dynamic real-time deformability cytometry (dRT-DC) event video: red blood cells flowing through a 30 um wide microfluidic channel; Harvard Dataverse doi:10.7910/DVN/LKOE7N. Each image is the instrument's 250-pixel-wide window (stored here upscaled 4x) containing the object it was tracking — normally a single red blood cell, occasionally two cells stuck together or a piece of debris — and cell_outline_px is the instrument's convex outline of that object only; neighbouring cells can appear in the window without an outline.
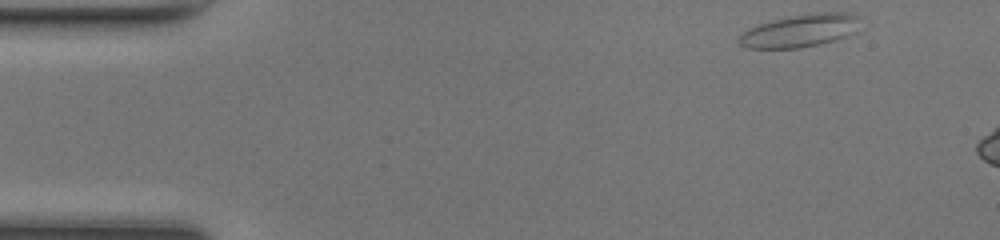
{"species": "common noctule bat (a hibernating species)", "species_latin": "Nyctalus noctula", "temperature_condition": "room temperature", "stored_images_in_passage": 6, "camera_frame_rate_fps": 3000, "um_per_image_px": 0.085, "animal": {"sex": "female", "body_mass_g": 17.0, "forearm_length_mm": 48.0}, "frame": {"image": 1, "passage_image": 1, "time_ms": 0.0, "image_size_px": [1000, 240], "cell_outline_px": [[856, 16], [852, 32], [844, 36], [832, 40], [800, 48], [744, 48], [736, 40], [748, 28], [772, 20], [796, 16], [824, 12], [840, 12]], "centroid_in_image_um": [67.85, 2.63], "position_along_channel_um": 17.1, "area_um2": 22.02}}